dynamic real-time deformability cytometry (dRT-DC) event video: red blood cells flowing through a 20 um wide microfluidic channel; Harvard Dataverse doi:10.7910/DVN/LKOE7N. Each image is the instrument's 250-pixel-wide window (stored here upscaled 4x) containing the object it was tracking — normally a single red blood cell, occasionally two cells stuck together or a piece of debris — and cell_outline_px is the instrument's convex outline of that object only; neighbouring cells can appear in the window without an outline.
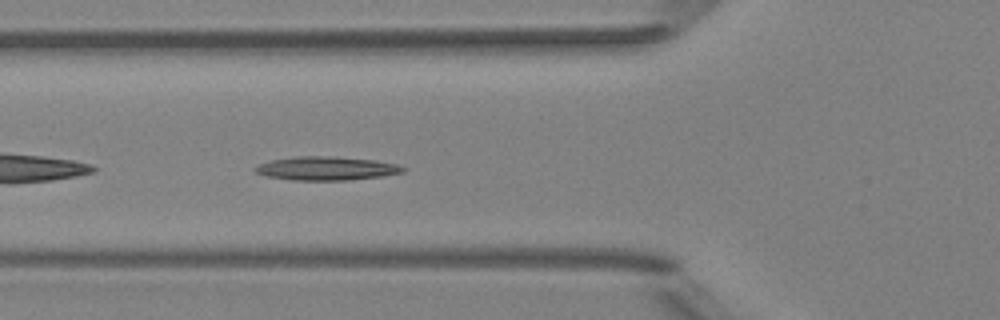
{"species": "Egyptian fruit bat (a non-hibernating species)", "species_latin": "Rousettus aegyptiacus", "temperature_condition": "room temperature", "stored_images_in_passage": 37, "camera_frame_rate_fps": 3000, "um_per_image_px": 0.085, "animal": {"sex": "female"}, "frame": {"image": 1, "passage_image": 4, "time_ms": 1.0, "image_size_px": [1000, 320], "cell_outline_px": [[408, 168], [404, 172], [380, 176], [348, 180], [292, 180], [264, 176], [256, 172], [252, 168], [260, 164], [272, 160], [296, 156], [332, 156], [376, 160], [396, 164]], "centroid_in_image_um": [27.74, 14.31], "position_along_channel_um": 98.1, "area_um2": 20.4}}
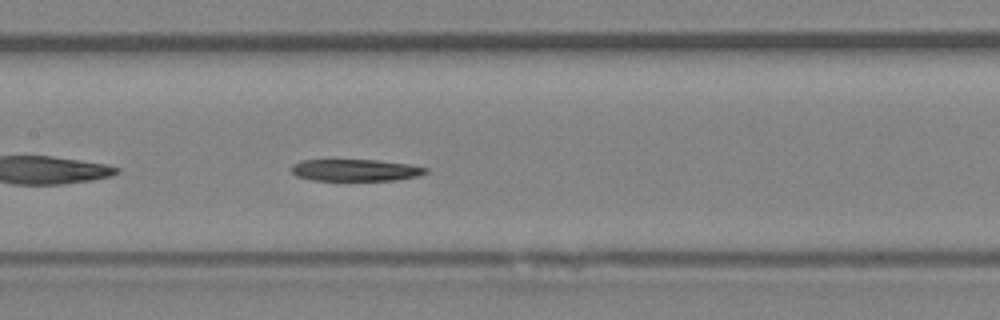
{"frame": {"image": 2, "passage_image": 10, "time_ms": 3.0, "image_size_px": [1000, 320], "cell_outline_px": [[428, 172], [416, 176], [396, 180], [312, 180], [296, 176], [292, 172], [292, 164], [300, 160], [376, 160], [408, 164], [428, 168]], "centroid_in_image_um": [30.19, 14.46], "position_along_channel_um": 177.2, "area_um2": 16.99}}
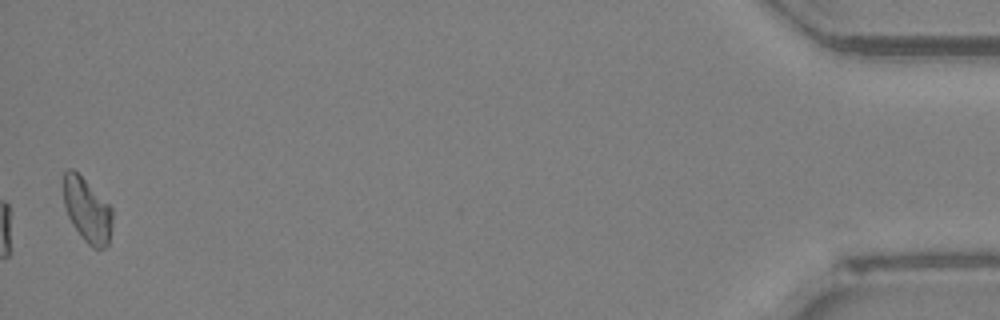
{"frame": {"image": 3, "passage_image": 36, "time_ms": 11.667, "image_size_px": [1000, 320], "cell_outline_px": [[112, 228], [108, 244], [104, 248], [92, 248], [84, 240], [72, 224], [68, 216], [64, 204], [64, 172], [68, 168], [72, 168], [112, 208]], "centroid_in_image_um": [7.41, 17.9], "position_along_channel_um": 427.8, "area_um2": 17.98}}